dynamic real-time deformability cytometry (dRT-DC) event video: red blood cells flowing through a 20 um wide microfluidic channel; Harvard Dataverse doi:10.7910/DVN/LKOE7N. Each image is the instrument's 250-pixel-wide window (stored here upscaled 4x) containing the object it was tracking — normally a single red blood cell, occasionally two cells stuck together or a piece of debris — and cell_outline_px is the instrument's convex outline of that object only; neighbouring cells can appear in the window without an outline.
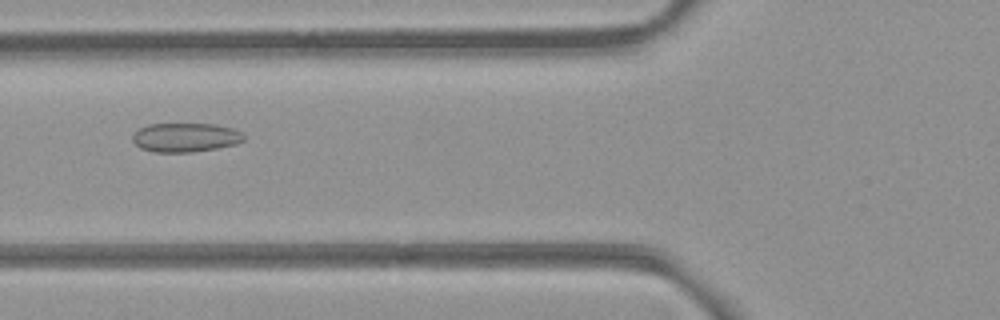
{"species": "common noctule bat (a hibernating species)", "species_latin": "Nyctalus noctula", "temperature_condition": "room temperature", "stored_images_in_passage": 5, "camera_frame_rate_fps": 3000, "um_per_image_px": 0.085, "animal": {"sex": "female", "body_mass_g": 21.9}, "frame": {"image": 1, "passage_image": 2, "time_ms": 0.333, "image_size_px": [1000, 320], "cell_outline_px": [[244, 140], [236, 144], [216, 148], [192, 152], [152, 152], [140, 148], [132, 140], [132, 136], [140, 128], [148, 124], [216, 124], [232, 128], [244, 132]], "centroid_in_image_um": [15.78, 11.68], "position_along_channel_um": 110.0, "area_um2": 18.9}}
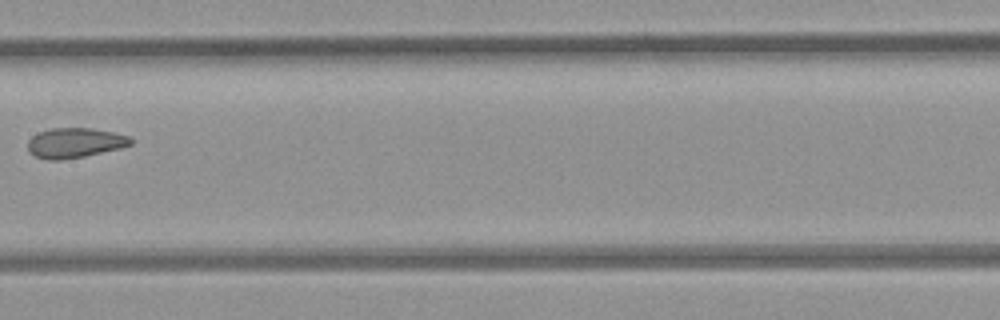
{"frame": {"image": 2, "passage_image": 4, "time_ms": 1.0, "image_size_px": [1000, 320], "cell_outline_px": [[132, 144], [120, 148], [84, 156], [60, 160], [48, 160], [36, 156], [28, 152], [28, 140], [32, 136], [40, 132], [52, 128], [92, 128], [132, 136]], "centroid_in_image_um": [6.37, 12.14], "position_along_channel_um": 201.0, "area_um2": 17.92}}
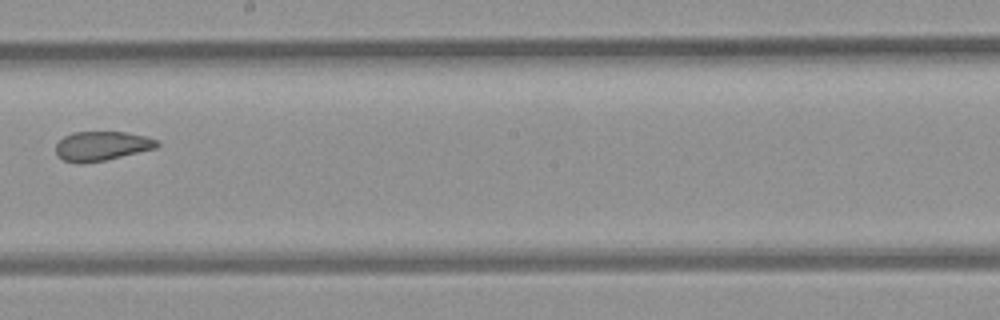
{"frame": {"image": 3, "passage_image": 5, "time_ms": 1.333, "image_size_px": [1000, 320], "cell_outline_px": [[160, 144], [156, 148], [104, 160], [84, 164], [76, 164], [64, 160], [56, 156], [56, 144], [64, 136], [72, 132], [124, 132], [144, 136], [160, 140]], "centroid_in_image_um": [8.62, 12.42], "position_along_channel_um": 239.6, "area_um2": 17.4}}